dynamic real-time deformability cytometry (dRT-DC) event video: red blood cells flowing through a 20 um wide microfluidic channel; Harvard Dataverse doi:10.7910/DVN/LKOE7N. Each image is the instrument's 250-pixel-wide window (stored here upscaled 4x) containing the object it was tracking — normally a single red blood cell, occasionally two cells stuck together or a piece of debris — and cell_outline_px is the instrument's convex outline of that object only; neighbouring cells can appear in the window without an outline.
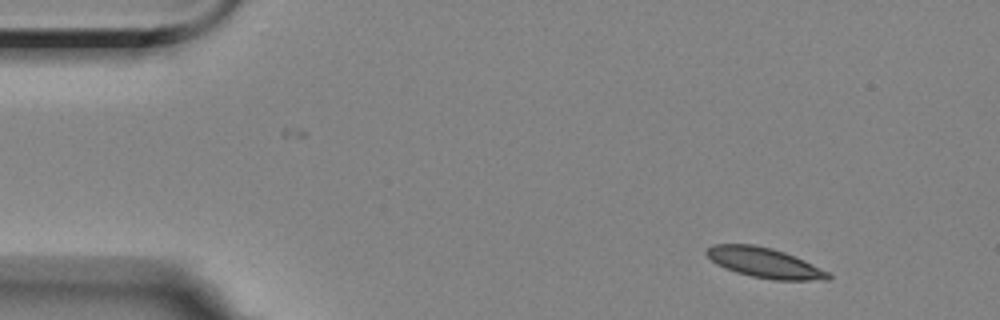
{"species": "Egyptian fruit bat (a non-hibernating species)", "species_latin": "Rousettus aegyptiacus", "temperature_condition": "room temperature", "stored_images_in_passage": 4, "segment_of_instrument_passage": [1, 2], "camera_frame_rate_fps": 3000, "um_per_image_px": 0.085, "animal": {"sex": "female"}, "frame": {"image": 1, "passage_image": 1, "time_ms": 0.0, "image_size_px": [1000, 320], "cell_outline_px": [[832, 276], [828, 280], [772, 280], [752, 276], [736, 272], [724, 268], [716, 264], [704, 252], [712, 244], [756, 244], [772, 248], [784, 252], [804, 260], [828, 272]], "centroid_in_image_um": [64.96, 22.33], "position_along_channel_um": 20.0, "area_um2": 21.27}}
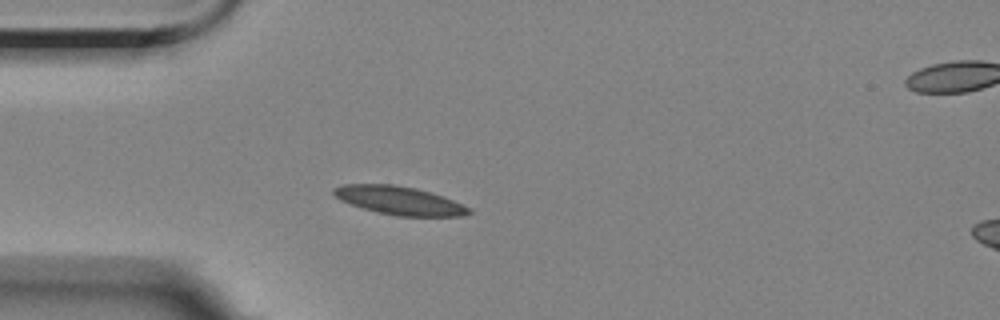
{"frame": {"image": 2, "passage_image": 3, "time_ms": 3.0, "image_size_px": [1000, 320], "cell_outline_px": [[472, 212], [464, 216], [396, 216], [376, 212], [340, 200], [332, 192], [332, 188], [344, 184], [396, 184], [416, 188], [432, 192], [444, 196], [472, 208]], "centroid_in_image_um": [33.98, 17.04], "position_along_channel_um": 51.0, "area_um2": 22.54}}